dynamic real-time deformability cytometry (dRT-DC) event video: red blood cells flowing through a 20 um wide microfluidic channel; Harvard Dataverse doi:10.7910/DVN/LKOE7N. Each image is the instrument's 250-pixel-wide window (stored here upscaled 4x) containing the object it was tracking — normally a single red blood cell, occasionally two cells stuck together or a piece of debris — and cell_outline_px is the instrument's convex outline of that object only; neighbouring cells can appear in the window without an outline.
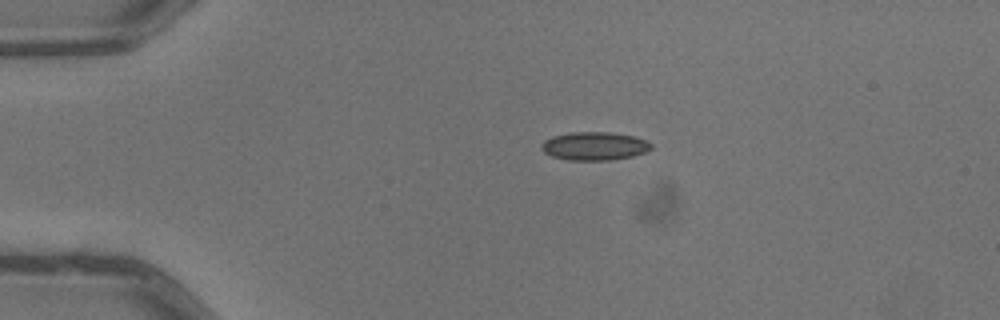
{"species": "common noctule bat (a hibernating species)", "species_latin": "Nyctalus noctula", "temperature_condition": "warm", "stored_images_in_passage": 4, "camera_frame_rate_fps": 3000, "um_per_image_px": 0.085, "animal": {"sex": "male", "body_mass_g": 13.3}, "frame": {"image": 1, "passage_image": 3, "time_ms": 0.667, "image_size_px": [1000, 320], "cell_outline_px": [[652, 148], [644, 152], [632, 156], [608, 160], [568, 160], [552, 156], [544, 152], [540, 148], [540, 144], [544, 140], [552, 136], [568, 132], [608, 132], [632, 136], [648, 140], [652, 144]], "centroid_in_image_um": [50.49, 12.41], "position_along_channel_um": 34.5, "area_um2": 18.15}}